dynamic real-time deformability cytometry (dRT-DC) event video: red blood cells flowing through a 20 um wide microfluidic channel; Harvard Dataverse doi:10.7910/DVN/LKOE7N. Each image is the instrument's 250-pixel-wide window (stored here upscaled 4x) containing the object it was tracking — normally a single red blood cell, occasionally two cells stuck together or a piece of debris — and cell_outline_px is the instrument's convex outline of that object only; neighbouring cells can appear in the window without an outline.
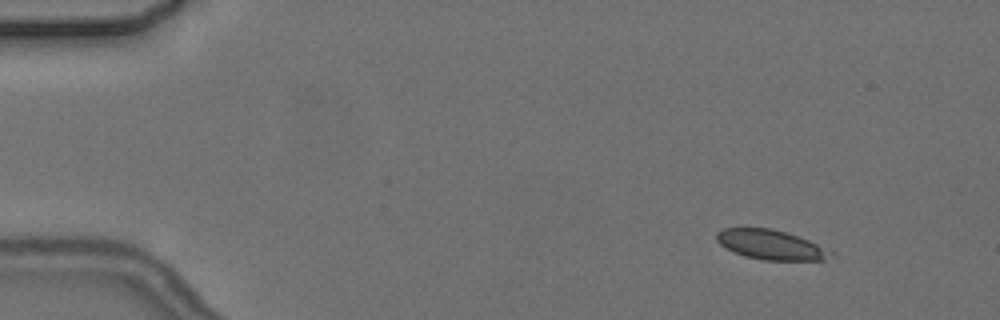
{"species": "common noctule bat (a hibernating species)", "species_latin": "Nyctalus noctula", "temperature_condition": "cold", "stored_images_in_passage": 6, "camera_frame_rate_fps": 3000, "um_per_image_px": 0.085, "animal": {"sex": "female", "body_mass_g": 24.6, "forearm_length_mm": 56.2}, "frame": {"image": 1, "passage_image": 3, "time_ms": 2.333, "image_size_px": [1000, 320], "cell_outline_px": [[836, 256], [824, 260], [764, 260], [744, 256], [732, 252], [720, 244], [716, 240], [716, 232], [724, 228], [772, 228], [808, 240], [836, 252]], "centroid_in_image_um": [65.54, 20.81], "position_along_channel_um": 19.5, "area_um2": 19.88}}